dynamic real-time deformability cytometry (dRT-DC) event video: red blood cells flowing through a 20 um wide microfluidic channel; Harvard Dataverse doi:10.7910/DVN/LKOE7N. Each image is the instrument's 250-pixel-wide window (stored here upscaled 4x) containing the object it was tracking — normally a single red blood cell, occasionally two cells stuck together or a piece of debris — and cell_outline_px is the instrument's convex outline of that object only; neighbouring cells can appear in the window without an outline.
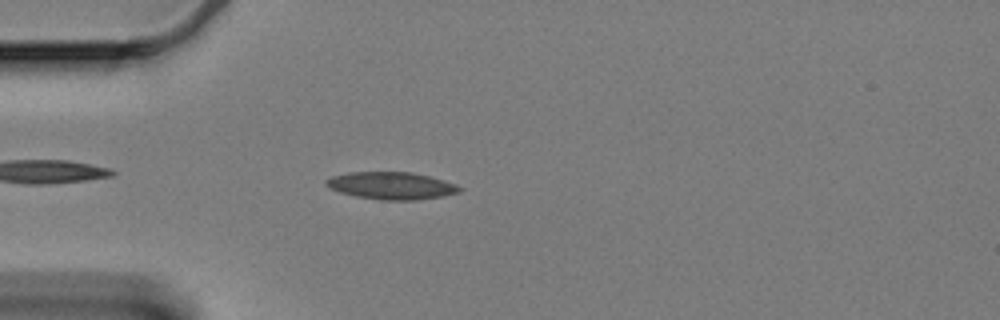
{"species": "Egyptian fruit bat (a non-hibernating species)", "species_latin": "Rousettus aegyptiacus", "temperature_condition": "cold", "stored_images_in_passage": 48, "camera_frame_rate_fps": 3000, "um_per_image_px": 0.085, "animal": {"sex": "female"}, "frame": {"image": 1, "passage_image": 5, "time_ms": 1.333, "image_size_px": [1000, 320], "cell_outline_px": [[464, 188], [460, 192], [444, 196], [416, 200], [380, 200], [356, 196], [340, 192], [328, 188], [324, 184], [324, 180], [332, 176], [348, 172], [412, 172], [428, 176], [456, 184]], "centroid_in_image_um": [33.25, 15.78], "position_along_channel_um": 51.7, "area_um2": 21.39}}
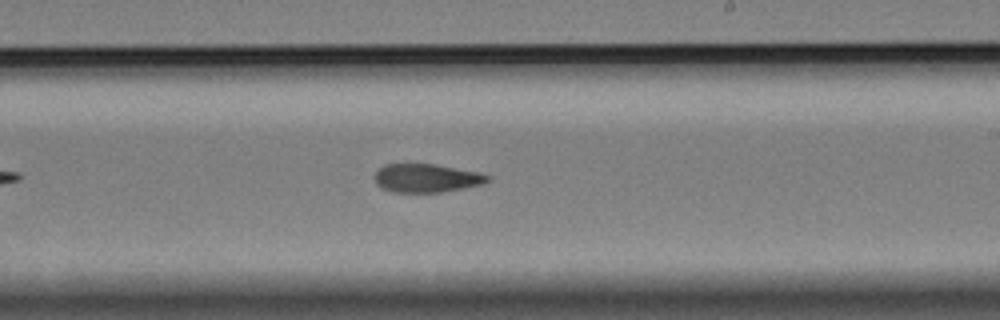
{"frame": {"image": 2, "passage_image": 24, "time_ms": 7.667, "image_size_px": [1000, 320], "cell_outline_px": [[492, 180], [484, 184], [464, 188], [440, 192], [392, 192], [380, 188], [376, 184], [376, 172], [380, 168], [388, 164], [432, 164], [480, 172], [492, 176]], "centroid_in_image_um": [36.31, 15.15], "position_along_channel_um": 252.7, "area_um2": 18.79}}
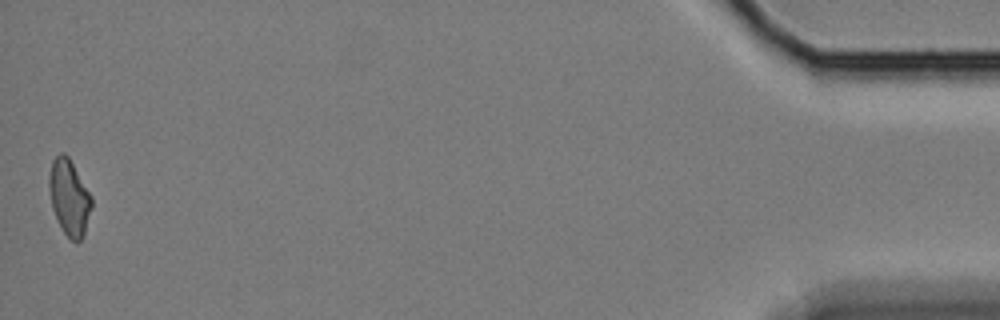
{"frame": {"image": 3, "passage_image": 48, "time_ms": 15.667, "image_size_px": [1000, 320], "cell_outline_px": [[92, 208], [84, 236], [76, 244], [64, 232], [52, 208], [48, 188], [48, 176], [52, 160], [60, 152], [64, 152], [68, 156], [92, 196]], "centroid_in_image_um": [5.89, 16.77], "position_along_channel_um": 429.3, "area_um2": 18.9}, "authors_computed_cell_mechanics": {"area_um2": 19.652, "velocity_mm_per_s": 3.3223, "shape_relaxation_time_tau1_ms": null, "shape_relaxation_time_tau2_ms": 4.8632, "deformation_change_tau1": null, "deformation_change_tau2": 0.1224}}